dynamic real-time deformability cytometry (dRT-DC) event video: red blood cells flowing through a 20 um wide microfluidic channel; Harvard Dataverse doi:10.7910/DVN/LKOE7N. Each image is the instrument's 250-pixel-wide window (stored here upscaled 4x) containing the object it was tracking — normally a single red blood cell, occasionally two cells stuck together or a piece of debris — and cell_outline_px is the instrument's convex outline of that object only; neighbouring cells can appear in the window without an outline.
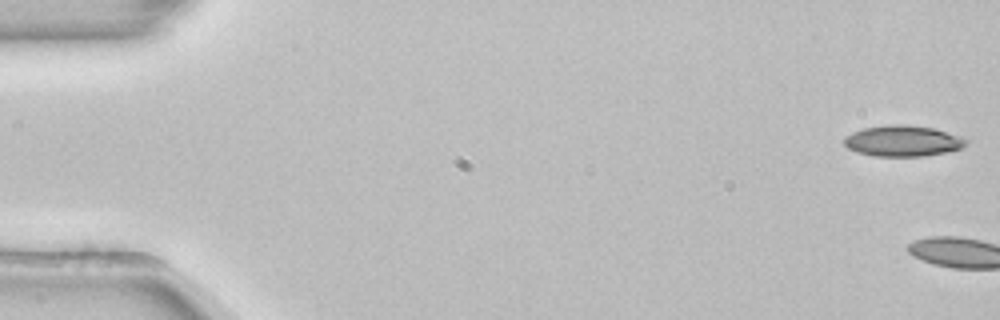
{"species": "common noctule bat (a hibernating species)", "species_latin": "Nyctalus noctula", "temperature_condition": "room temperature", "stored_images_in_passage": 3, "camera_frame_rate_fps": 3000, "um_per_image_px": 0.085, "animal": {"sex": "female", "body_mass_g": 22.7, "forearm_length_mm": 54.2}, "frame": {"image": 1, "passage_image": 1, "time_ms": 0.0, "image_size_px": [1000, 320], "cell_outline_px": [[968, 140], [960, 148], [944, 152], [924, 156], [876, 156], [856, 152], [848, 148], [844, 144], [844, 136], [852, 132], [864, 128], [888, 124], [904, 124], [932, 128]], "centroid_in_image_um": [76.64, 11.98], "position_along_channel_um": 8.4, "area_um2": 21.62}}